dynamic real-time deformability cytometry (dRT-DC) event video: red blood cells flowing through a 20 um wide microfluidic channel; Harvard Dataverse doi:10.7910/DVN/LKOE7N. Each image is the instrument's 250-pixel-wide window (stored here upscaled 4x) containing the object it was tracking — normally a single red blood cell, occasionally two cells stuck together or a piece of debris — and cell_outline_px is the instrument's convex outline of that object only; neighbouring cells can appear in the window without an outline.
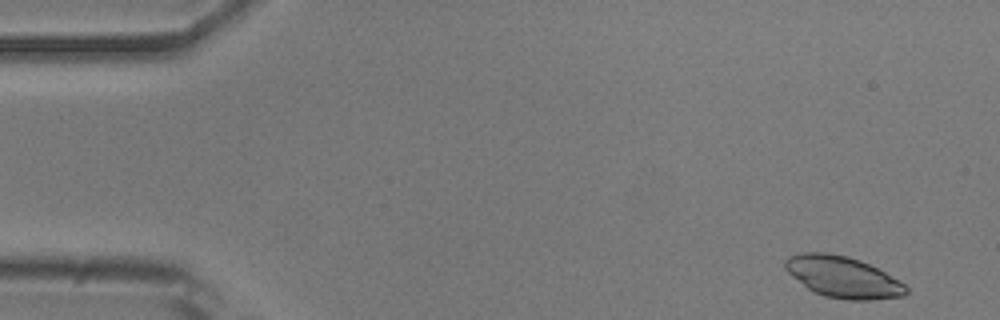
{"species": "common noctule bat (a hibernating species)", "species_latin": "Nyctalus noctula", "temperature_condition": "room temperature", "stored_images_in_passage": 51, "camera_frame_rate_fps": 3000, "um_per_image_px": 0.085, "animal": {"sex": "male", "body_mass_g": 20.5, "forearm_length_mm": 52.5}, "frame": {"image": 1, "passage_image": 2, "time_ms": 0.333, "image_size_px": [1000, 320], "cell_outline_px": [[908, 292], [904, 296], [872, 300], [848, 300], [824, 296], [808, 288], [792, 276], [784, 268], [784, 260], [788, 256], [804, 252], [828, 252], [848, 256], [860, 260], [884, 272], [904, 284], [908, 288]], "centroid_in_image_um": [71.63, 23.54], "position_along_channel_um": 13.4, "area_um2": 29.02}}